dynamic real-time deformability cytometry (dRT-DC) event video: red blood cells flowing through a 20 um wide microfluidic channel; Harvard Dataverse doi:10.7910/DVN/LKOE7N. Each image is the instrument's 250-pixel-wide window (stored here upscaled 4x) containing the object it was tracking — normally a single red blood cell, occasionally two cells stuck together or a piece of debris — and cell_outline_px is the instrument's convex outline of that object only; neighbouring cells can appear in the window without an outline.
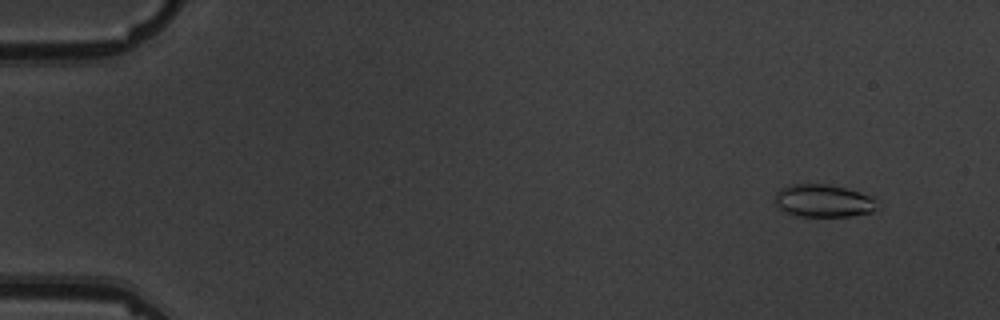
{"species": "common noctule bat (a hibernating species)", "species_latin": "Nyctalus noctula", "temperature_condition": "warm", "stored_images_in_passage": 6, "camera_frame_rate_fps": 3000, "um_per_image_px": 0.085, "animal": {"sex": "male", "body_mass_g": 19.5, "forearm_length_mm": 54.6}, "frame": {"image": 1, "passage_image": 1, "time_ms": 0.0, "image_size_px": [1000, 320], "cell_outline_px": [[872, 212], [848, 216], [800, 216], [788, 212], [780, 208], [776, 204], [776, 192], [780, 188], [788, 184], [828, 184], [848, 188], [872, 196]], "centroid_in_image_um": [69.92, 17.04], "position_along_channel_um": 15.1, "area_um2": 19.07}}